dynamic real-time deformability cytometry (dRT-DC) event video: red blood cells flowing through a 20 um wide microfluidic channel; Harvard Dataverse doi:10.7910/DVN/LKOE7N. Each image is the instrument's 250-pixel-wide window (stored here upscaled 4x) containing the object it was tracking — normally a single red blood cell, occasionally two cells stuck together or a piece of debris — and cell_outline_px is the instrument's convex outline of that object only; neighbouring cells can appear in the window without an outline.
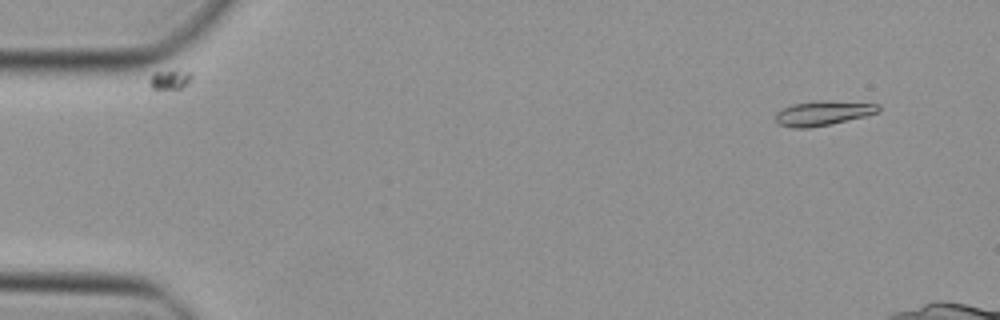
{"species": "Egyptian fruit bat (a non-hibernating species)", "species_latin": "Rousettus aegyptiacus", "temperature_condition": "cold", "stored_images_in_passage": 14, "camera_frame_rate_fps": 3000, "um_per_image_px": 0.085, "animal": {"sex": "female"}, "frame": {"image": 1, "passage_image": 4, "time_ms": 1.0, "image_size_px": [1000, 320], "cell_outline_px": [[880, 112], [864, 116], [828, 124], [808, 128], [792, 128], [776, 124], [776, 112], [792, 104], [820, 100], [824, 100], [880, 104]], "centroid_in_image_um": [69.93, 9.61], "position_along_channel_um": 15.1, "area_um2": 14.68}}